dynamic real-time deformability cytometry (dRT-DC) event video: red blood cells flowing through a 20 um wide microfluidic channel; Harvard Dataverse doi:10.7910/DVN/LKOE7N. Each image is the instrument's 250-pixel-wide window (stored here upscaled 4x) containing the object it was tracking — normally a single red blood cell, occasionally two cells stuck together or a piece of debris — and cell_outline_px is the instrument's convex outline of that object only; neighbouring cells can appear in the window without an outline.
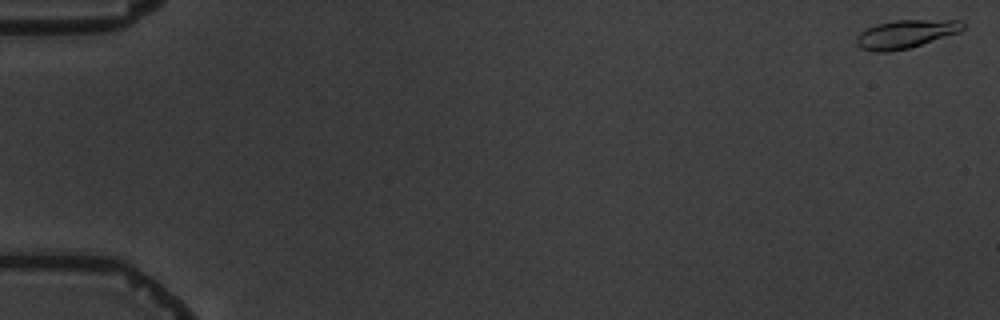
{"species": "common noctule bat (a hibernating species)", "species_latin": "Nyctalus noctula", "temperature_condition": "warm", "stored_images_in_passage": 5, "camera_frame_rate_fps": 3000, "um_per_image_px": 0.085, "animal": {"sex": "male", "body_mass_g": 19.5, "forearm_length_mm": 54.6}, "frame": {"image": 1, "passage_image": 1, "time_ms": 0.0, "image_size_px": [1000, 320], "cell_outline_px": [[964, 28], [960, 32], [908, 48], [888, 52], [876, 52], [860, 48], [856, 44], [856, 36], [860, 32], [876, 24], [896, 20], [960, 20], [964, 24]], "centroid_in_image_um": [76.96, 2.89], "position_along_channel_um": 8.0, "area_um2": 17.46}}